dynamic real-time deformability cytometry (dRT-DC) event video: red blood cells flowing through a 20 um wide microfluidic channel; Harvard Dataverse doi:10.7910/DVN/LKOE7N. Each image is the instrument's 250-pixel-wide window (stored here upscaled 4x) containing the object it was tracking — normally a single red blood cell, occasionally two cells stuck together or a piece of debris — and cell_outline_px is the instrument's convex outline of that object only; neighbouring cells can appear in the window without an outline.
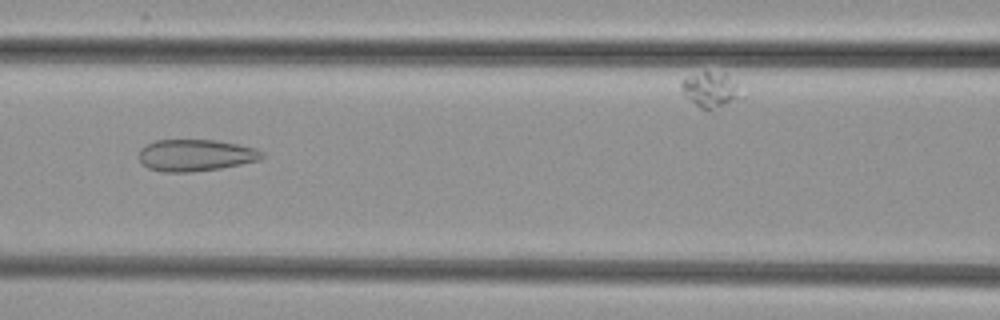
{"species": "common noctule bat (a hibernating species)", "species_latin": "Nyctalus noctula", "temperature_condition": "cold", "stored_images_in_passage": 35, "camera_frame_rate_fps": 3000, "um_per_image_px": 0.085, "animal": {"sex": "female", "body_mass_g": 29.2, "forearm_length_mm": 56.3}, "frame": {"image": 1, "passage_image": 9, "time_ms": 2.667, "image_size_px": [1000, 320], "cell_outline_px": [[264, 156], [260, 160], [220, 168], [192, 172], [164, 172], [148, 168], [140, 160], [140, 148], [156, 140], [216, 140], [240, 144], [256, 148], [264, 152]], "centroid_in_image_um": [16.66, 13.19], "position_along_channel_um": 149.9, "area_um2": 22.77}}
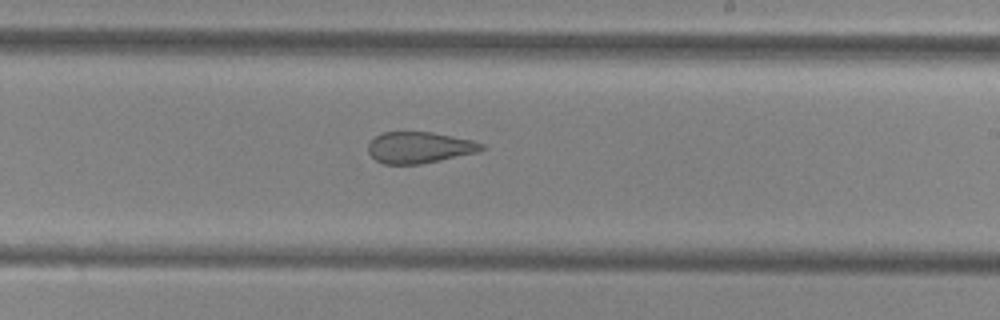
{"frame": {"image": 2, "passage_image": 17, "time_ms": 5.333, "image_size_px": [1000, 320], "cell_outline_px": [[488, 148], [480, 152], [420, 164], [384, 164], [376, 160], [368, 152], [368, 144], [380, 132], [432, 132], [472, 140], [484, 144]], "centroid_in_image_um": [35.68, 12.54], "position_along_channel_um": 253.3, "area_um2": 20.81}}
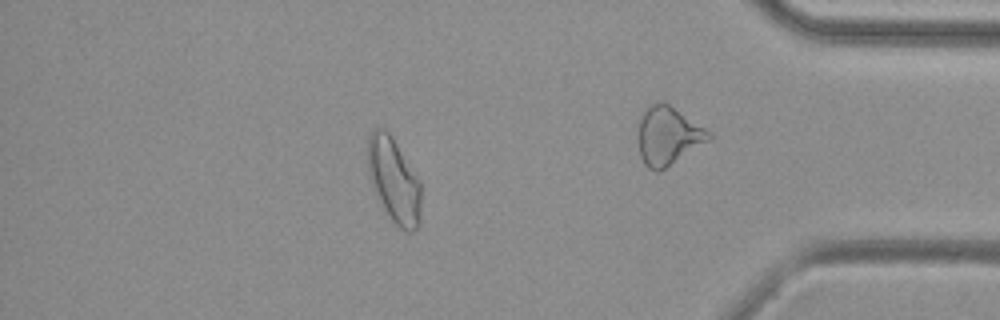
{"frame": {"image": 3, "passage_image": 27, "time_ms": 8.667, "image_size_px": [1000, 320], "cell_outline_px": [[420, 224], [412, 232], [404, 232], [392, 220], [380, 204], [368, 176], [368, 136], [372, 128], [384, 128], [392, 136], [420, 180]], "centroid_in_image_um": [33.47, 15.32], "position_along_channel_um": 401.7, "area_um2": 26.53}}